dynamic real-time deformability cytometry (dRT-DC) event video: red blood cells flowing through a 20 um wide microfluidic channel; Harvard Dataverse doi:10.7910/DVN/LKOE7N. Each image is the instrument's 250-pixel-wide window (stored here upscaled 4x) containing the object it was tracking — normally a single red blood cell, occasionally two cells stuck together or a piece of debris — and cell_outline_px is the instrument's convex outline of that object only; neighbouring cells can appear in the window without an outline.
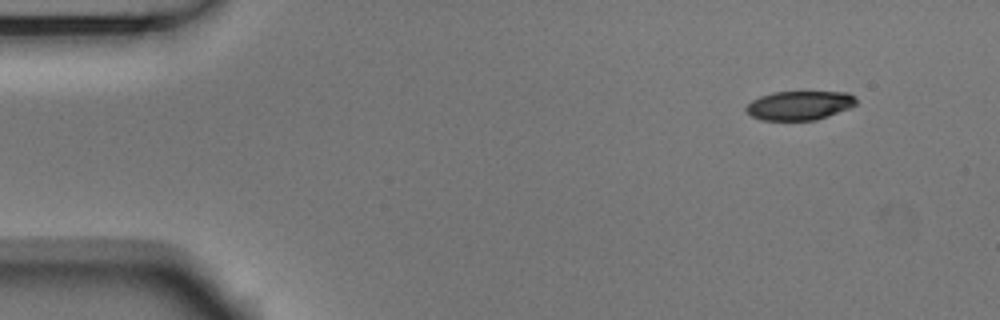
{"species": "Egyptian fruit bat (a non-hibernating species)", "species_latin": "Rousettus aegyptiacus", "temperature_condition": "room temperature", "stored_images_in_passage": 4, "camera_frame_rate_fps": 3000, "um_per_image_px": 0.085, "animal": {"sex": "male"}, "frame": {"image": 1, "passage_image": 1, "time_ms": 0.0, "image_size_px": [1000, 320], "cell_outline_px": [[856, 104], [848, 108], [828, 116], [816, 120], [760, 120], [752, 116], [744, 108], [752, 100], [760, 96], [772, 92], [848, 92], [856, 96]], "centroid_in_image_um": [67.95, 8.95], "position_along_channel_um": 17.0, "area_um2": 18.61}}
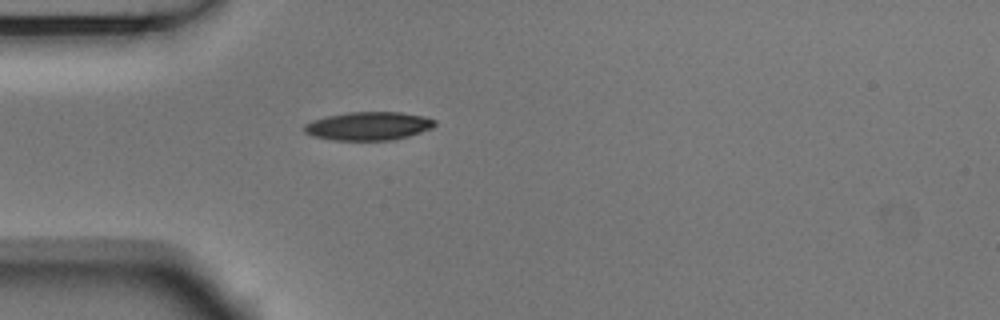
{"frame": {"image": 2, "passage_image": 4, "time_ms": 1.0, "image_size_px": [1000, 320], "cell_outline_px": [[436, 124], [432, 128], [396, 140], [332, 140], [312, 136], [304, 132], [304, 124], [312, 120], [328, 116], [348, 112], [400, 112], [424, 116], [436, 120]], "centroid_in_image_um": [31.32, 10.71], "position_along_channel_um": 53.7, "area_um2": 21.68}}